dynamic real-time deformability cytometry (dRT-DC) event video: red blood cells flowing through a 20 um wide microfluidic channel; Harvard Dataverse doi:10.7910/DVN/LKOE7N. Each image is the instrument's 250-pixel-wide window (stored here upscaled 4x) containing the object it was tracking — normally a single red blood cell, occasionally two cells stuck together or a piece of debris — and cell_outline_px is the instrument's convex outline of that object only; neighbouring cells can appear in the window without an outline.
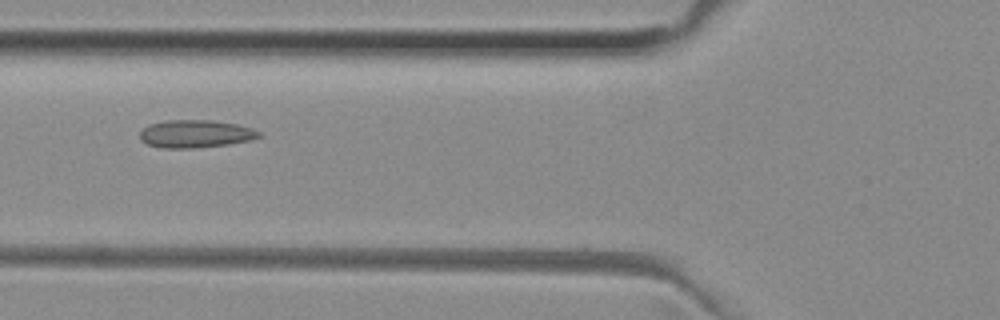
{"species": "common noctule bat (a hibernating species)", "species_latin": "Nyctalus noctula", "temperature_condition": "room temperature", "stored_images_in_passage": 40, "camera_frame_rate_fps": 3000, "um_per_image_px": 0.085, "animal": {"sex": "female", "body_mass_g": 29.2, "forearm_length_mm": 56.3}, "frame": {"image": 1, "passage_image": 8, "time_ms": 2.333, "image_size_px": [1000, 320], "cell_outline_px": [[260, 136], [252, 140], [228, 144], [196, 148], [164, 148], [148, 144], [140, 140], [140, 132], [148, 124], [164, 120], [212, 120], [236, 124], [252, 128], [260, 132]], "centroid_in_image_um": [16.61, 11.37], "position_along_channel_um": 109.2, "area_um2": 19.31}}
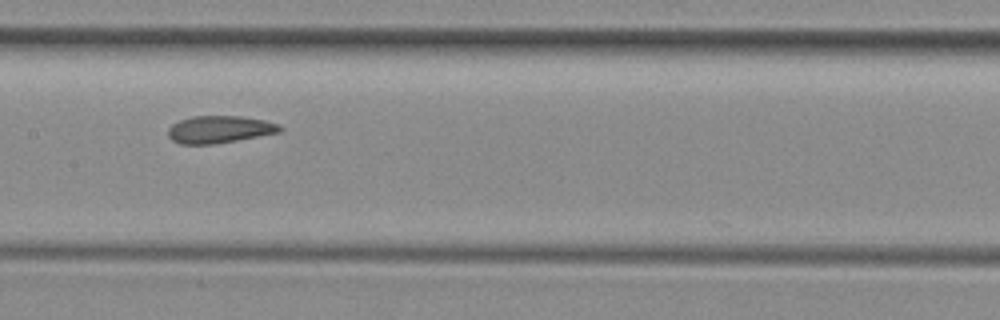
{"frame": {"image": 2, "passage_image": 14, "time_ms": 4.333, "image_size_px": [1000, 320], "cell_outline_px": [[284, 128], [280, 132], [236, 140], [212, 144], [180, 144], [172, 140], [168, 136], [168, 128], [172, 124], [180, 120], [192, 116], [240, 116], [264, 120], [280, 124]], "centroid_in_image_um": [18.65, 10.99], "position_along_channel_um": 188.7, "area_um2": 17.74}}
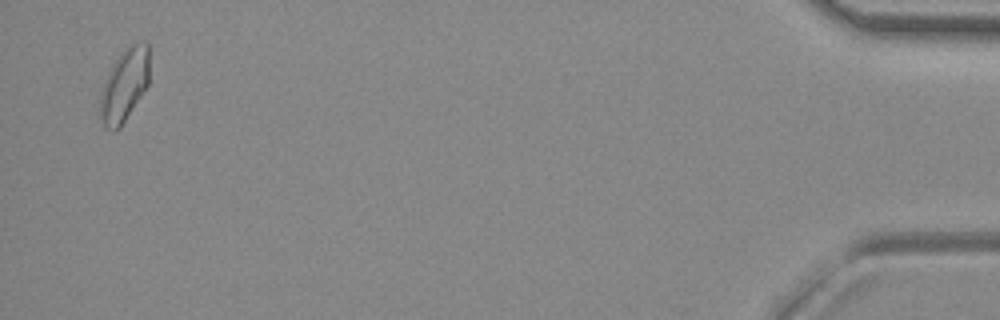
{"frame": {"image": 3, "passage_image": 39, "time_ms": 12.667, "image_size_px": [1000, 320], "cell_outline_px": [[148, 84], [120, 128], [112, 132], [96, 116], [104, 84], [108, 72], [112, 64], [120, 52], [128, 44], [140, 40], [148, 44]], "centroid_in_image_um": [10.54, 7.22], "position_along_channel_um": 424.7, "area_um2": 21.1}}